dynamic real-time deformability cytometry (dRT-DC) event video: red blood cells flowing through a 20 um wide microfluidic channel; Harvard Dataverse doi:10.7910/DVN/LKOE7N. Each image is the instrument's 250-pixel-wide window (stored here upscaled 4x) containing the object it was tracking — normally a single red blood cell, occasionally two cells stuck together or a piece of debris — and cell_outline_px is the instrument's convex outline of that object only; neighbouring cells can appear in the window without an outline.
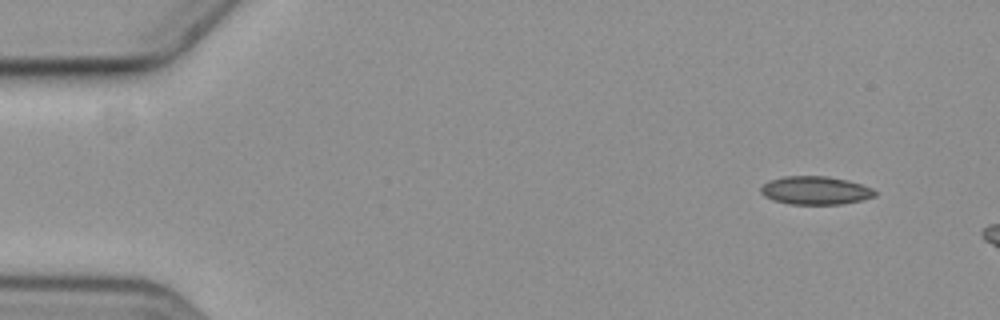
{"species": "common noctule bat (a hibernating species)", "species_latin": "Nyctalus noctula", "temperature_condition": "cold", "stored_images_in_passage": 4, "camera_frame_rate_fps": 3000, "um_per_image_px": 0.085, "animal": {"sex": "female", "body_mass_g": 19.3, "forearm_length_mm": 54.1}, "frame": {"image": 1, "passage_image": 1, "time_ms": 0.0, "image_size_px": [1000, 320], "cell_outline_px": [[876, 196], [860, 200], [840, 204], [792, 204], [776, 200], [764, 196], [760, 192], [760, 188], [768, 180], [784, 176], [828, 176], [848, 180], [872, 188], [876, 192]], "centroid_in_image_um": [69.3, 16.17], "position_along_channel_um": 15.7, "area_um2": 18.67}}